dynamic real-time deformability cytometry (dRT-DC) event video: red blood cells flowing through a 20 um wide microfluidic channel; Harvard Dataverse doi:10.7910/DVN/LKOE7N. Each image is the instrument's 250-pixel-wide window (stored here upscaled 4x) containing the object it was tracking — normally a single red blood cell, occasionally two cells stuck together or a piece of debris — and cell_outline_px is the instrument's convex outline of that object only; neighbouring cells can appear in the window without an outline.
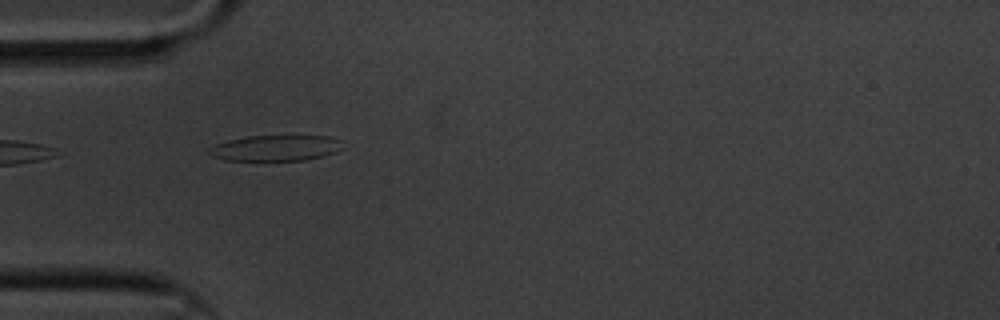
{"species": "common noctule bat (a hibernating species)", "species_latin": "Nyctalus noctula", "temperature_condition": "cold", "stored_images_in_passage": 42, "camera_frame_rate_fps": 3000, "um_per_image_px": 0.085, "animal": {"sex": "male", "body_mass_g": 20.1, "forearm_length_mm": 53.5}, "frame": {"image": 1, "passage_image": 1, "time_ms": 0.0, "image_size_px": [1000, 320], "cell_outline_px": [[340, 148], [336, 152], [324, 156], [308, 160], [264, 164], [224, 160], [212, 156], [208, 152], [208, 148], [216, 144], [228, 140], [248, 136], [328, 136], [340, 140]], "centroid_in_image_um": [23.36, 12.65], "position_along_channel_um": 61.6, "area_um2": 21.15}}
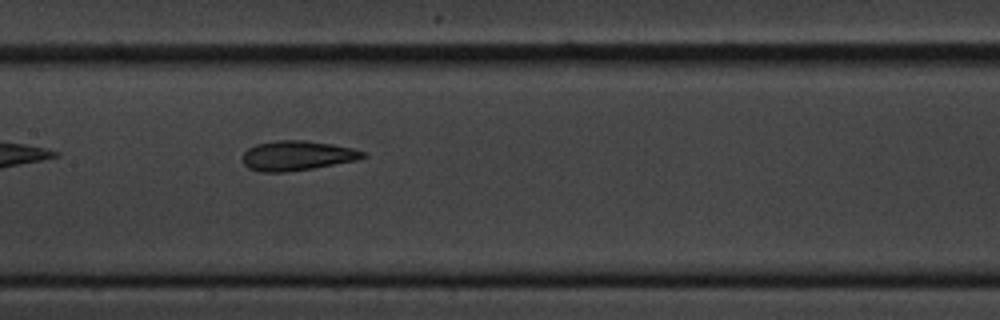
{"frame": {"image": 2, "passage_image": 12, "time_ms": 3.667, "image_size_px": [1000, 320], "cell_outline_px": [[368, 156], [356, 160], [312, 168], [284, 172], [260, 172], [248, 168], [244, 164], [244, 152], [248, 148], [256, 144], [276, 140], [304, 140], [332, 144], [352, 148], [368, 152]], "centroid_in_image_um": [25.27, 13.22], "position_along_channel_um": 182.1, "area_um2": 20.81}}
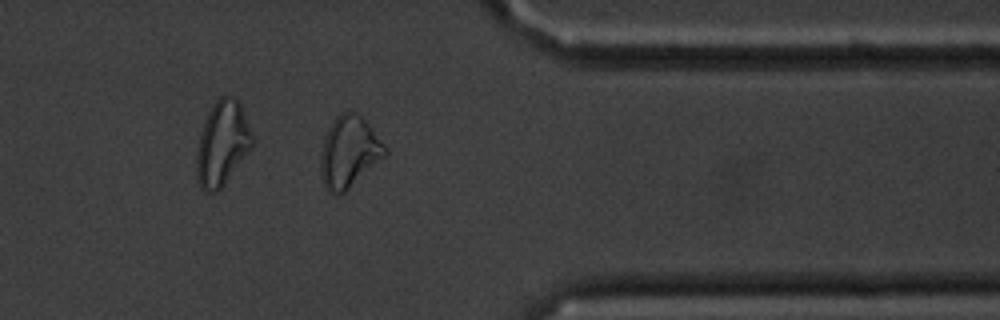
{"frame": {"image": 3, "passage_image": 31, "time_ms": 10.0, "image_size_px": [1000, 320], "cell_outline_px": [[388, 152], [384, 156], [344, 192], [328, 192], [324, 184], [320, 172], [320, 156], [324, 136], [328, 128], [336, 116], [340, 112], [348, 108], [356, 112], [372, 128], [388, 148]], "centroid_in_image_um": [29.65, 12.85], "position_along_channel_um": 381.8, "area_um2": 26.59}, "authors_computed_cell_mechanics": {"area_um2": 21.1837, "velocity_mm_per_s": 3.3135, "shape_relaxation_time_tau1_ms": 8.4499, "shape_relaxation_time_tau2_ms": 3.1812, "deformation_change_tau1": 0.1502, "deformation_change_tau2": 0.0959}}